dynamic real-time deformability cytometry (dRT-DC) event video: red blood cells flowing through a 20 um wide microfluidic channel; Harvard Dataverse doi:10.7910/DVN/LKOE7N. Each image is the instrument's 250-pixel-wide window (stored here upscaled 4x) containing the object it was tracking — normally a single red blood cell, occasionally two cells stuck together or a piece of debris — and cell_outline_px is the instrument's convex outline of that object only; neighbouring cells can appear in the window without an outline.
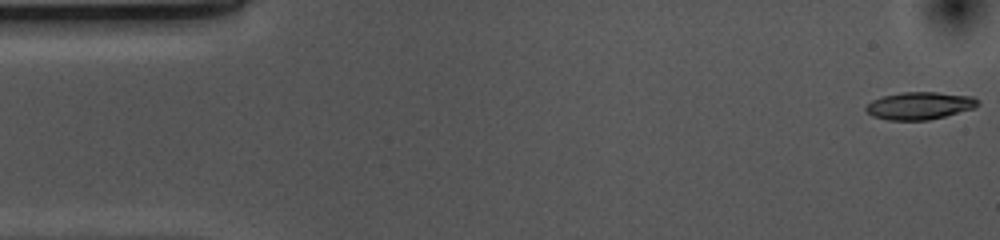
{"species": "common noctule bat (a hibernating species)", "species_latin": "Nyctalus noctula", "temperature_condition": "cold", "stored_images_in_passage": 53, "camera_frame_rate_fps": 3000, "um_per_image_px": 0.085, "animal": {"sex": "female", "body_mass_g": 10.0, "forearm_length_mm": 53.1}, "frame": {"image": 1, "passage_image": 1, "time_ms": 0.0, "image_size_px": [1000, 240], "cell_outline_px": [[980, 104], [976, 108], [928, 120], [888, 120], [872, 116], [864, 108], [872, 100], [884, 96], [900, 92], [936, 92], [972, 96], [980, 100]], "centroid_in_image_um": [78.2, 8.98], "position_along_channel_um": 6.8, "area_um2": 17.98}}
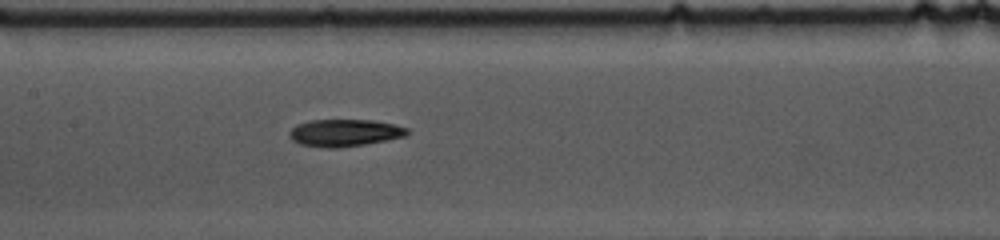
{"frame": {"image": 2, "passage_image": 24, "time_ms": 7.667, "image_size_px": [1000, 240], "cell_outline_px": [[408, 136], [388, 140], [364, 144], [336, 148], [328, 148], [300, 144], [292, 140], [288, 136], [288, 132], [296, 124], [312, 120], [372, 120], [392, 124], [408, 128]], "centroid_in_image_um": [29.28, 11.29], "position_along_channel_um": 178.1, "area_um2": 18.67}}
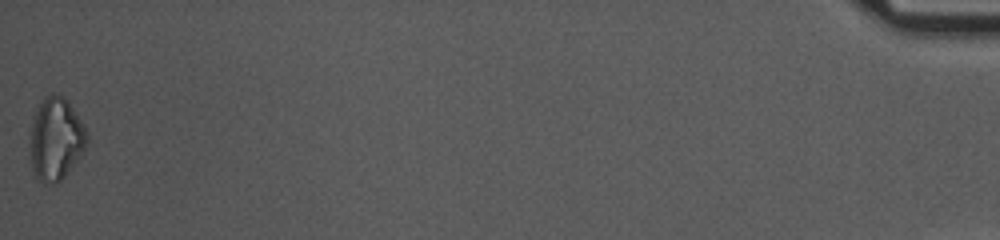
{"frame": {"image": 3, "passage_image": 53, "time_ms": 17.333, "image_size_px": [1000, 240], "cell_outline_px": [[88, 140], [80, 156], [64, 176], [56, 184], [44, 184], [36, 176], [32, 164], [32, 116], [44, 96], [52, 92], [64, 96], [68, 100], [84, 124], [88, 136]], "centroid_in_image_um": [4.77, 11.75], "position_along_channel_um": 430.4, "area_um2": 27.11}, "authors_computed_cell_mechanics": {"area_um2": 18.496, "velocity_mm_per_s": 3.699, "shape_relaxation_time_tau1_ms": 5.7674, "shape_relaxation_time_tau2_ms": 9.0839, "deformation_change_tau1": 0.1442, "deformation_change_tau2": 0.1928}}